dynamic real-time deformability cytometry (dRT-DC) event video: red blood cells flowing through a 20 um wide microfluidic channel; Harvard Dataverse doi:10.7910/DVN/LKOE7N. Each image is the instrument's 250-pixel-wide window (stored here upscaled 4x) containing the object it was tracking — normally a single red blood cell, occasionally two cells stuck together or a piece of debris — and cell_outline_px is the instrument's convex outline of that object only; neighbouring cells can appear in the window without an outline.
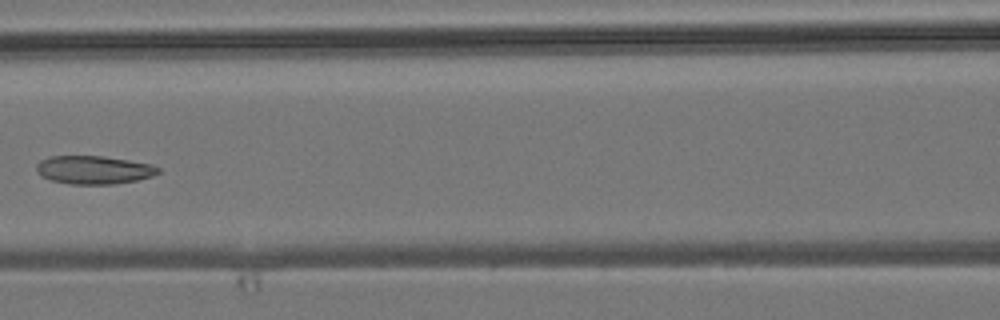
{"species": "common noctule bat (a hibernating species)", "species_latin": "Nyctalus noctula", "temperature_condition": "room temperature", "stored_images_in_passage": 6, "camera_frame_rate_fps": 3000, "um_per_image_px": 0.085, "animal": {"sex": "male", "body_mass_g": 19.2, "forearm_length_mm": 51.8}, "frame": {"image": 1, "passage_image": 5, "time_ms": 4.667, "image_size_px": [1000, 320], "cell_outline_px": [[160, 172], [152, 176], [136, 180], [112, 184], [72, 184], [52, 180], [40, 176], [36, 172], [36, 164], [40, 160], [52, 156], [104, 156], [152, 164], [160, 168]], "centroid_in_image_um": [7.96, 14.43], "position_along_channel_um": 158.6, "area_um2": 20.06}}
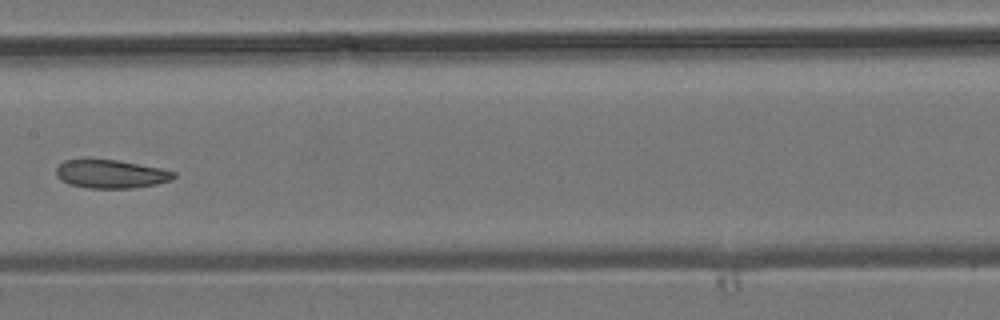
{"frame": {"image": 2, "passage_image": 6, "time_ms": 5.667, "image_size_px": [1000, 320], "cell_outline_px": [[176, 176], [172, 180], [156, 184], [132, 188], [88, 188], [68, 184], [60, 180], [56, 176], [56, 168], [64, 160], [116, 160], [160, 168], [176, 172]], "centroid_in_image_um": [9.42, 14.8], "position_along_channel_um": 198.0, "area_um2": 19.36}}